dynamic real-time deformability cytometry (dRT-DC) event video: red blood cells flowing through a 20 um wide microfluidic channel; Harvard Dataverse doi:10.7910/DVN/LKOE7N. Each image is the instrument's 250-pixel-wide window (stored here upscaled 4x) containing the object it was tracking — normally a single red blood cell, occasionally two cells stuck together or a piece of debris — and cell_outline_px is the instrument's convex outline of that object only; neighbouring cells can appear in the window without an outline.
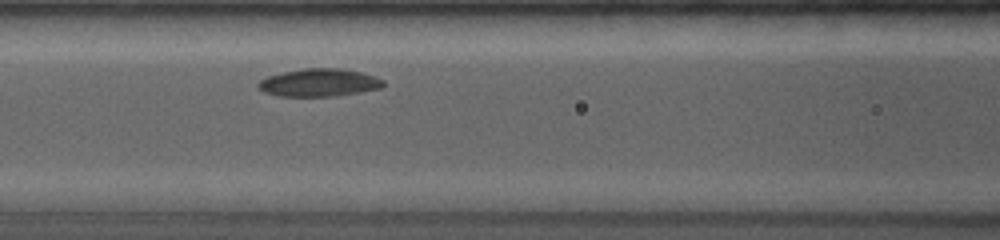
{"species": "common noctule bat (a hibernating species)", "species_latin": "Nyctalus noctula", "temperature_condition": "room temperature", "stored_images_in_passage": 23, "camera_frame_rate_fps": 4000, "um_per_image_px": 0.085, "animal": {"sex": "female", "body_mass_g": 19.0, "forearm_length_mm": 53.3}, "frame": {"image": 1, "passage_image": 7, "time_ms": 3.0, "image_size_px": [1000, 240], "cell_outline_px": [[384, 84], [380, 88], [360, 92], [336, 96], [280, 96], [264, 92], [256, 84], [260, 80], [268, 76], [284, 72], [304, 68], [340, 68], [360, 72], [384, 80]], "centroid_in_image_um": [27.11, 7.02], "position_along_channel_um": 139.5, "area_um2": 20.06}}
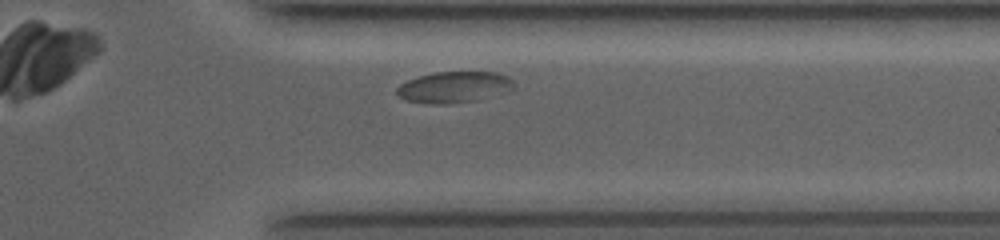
{"frame": {"image": 2, "passage_image": 20, "time_ms": 9.25, "image_size_px": [1000, 240], "cell_outline_px": [[516, 84], [512, 88], [480, 100], [448, 104], [428, 104], [404, 100], [396, 92], [396, 88], [400, 84], [408, 80], [420, 76], [436, 72], [496, 72], [508, 76]], "centroid_in_image_um": [38.57, 7.41], "position_along_channel_um": 372.8, "area_um2": 21.27}}
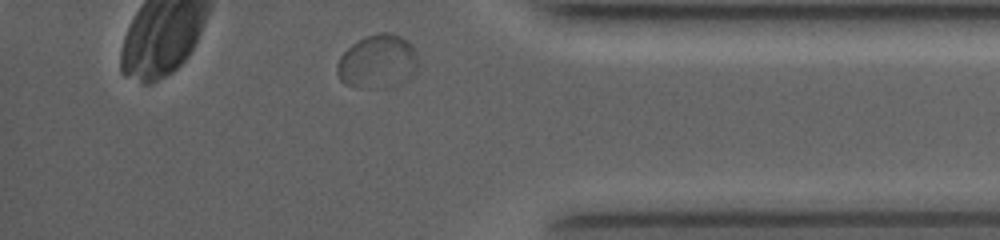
{"frame": {"image": 3, "passage_image": 22, "time_ms": 10.25, "image_size_px": [1000, 240], "cell_outline_px": [[416, 68], [404, 80], [388, 88], [360, 88], [344, 84], [340, 80], [336, 72], [336, 64], [340, 56], [356, 40], [380, 32], [392, 32], [400, 36], [412, 44], [416, 52]], "centroid_in_image_um": [32.04, 5.23], "position_along_channel_um": 403.2, "area_um2": 25.32}, "authors_computed_cell_mechanics": {"area_um2": 21.0392, "velocity_mm_per_s": 3.7007, "shape_relaxation_time_tau1_ms": 5.2013, "shape_relaxation_time_tau2_ms": null, "deformation_change_tau1": 0.093, "deformation_change_tau2": null}}